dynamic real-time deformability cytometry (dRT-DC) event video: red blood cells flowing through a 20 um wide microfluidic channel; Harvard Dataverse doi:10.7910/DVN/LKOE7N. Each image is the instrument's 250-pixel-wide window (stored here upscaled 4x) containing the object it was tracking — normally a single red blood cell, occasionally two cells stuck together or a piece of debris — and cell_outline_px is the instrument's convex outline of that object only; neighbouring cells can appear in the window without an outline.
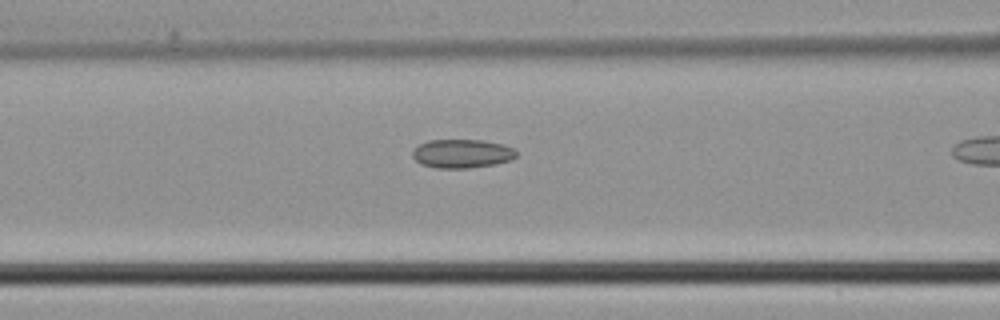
{"species": "common noctule bat (a hibernating species)", "species_latin": "Nyctalus noctula", "temperature_condition": "cold", "stored_images_in_passage": 10, "camera_frame_rate_fps": 3000, "um_per_image_px": 0.085, "animal": {"sex": "male", "body_mass_g": 21.5, "forearm_length_mm": 52.0}, "frame": {"image": 1, "passage_image": 9, "time_ms": 2.667, "image_size_px": [1000, 320], "cell_outline_px": [[516, 156], [512, 160], [496, 164], [468, 168], [436, 168], [420, 164], [412, 156], [412, 152], [420, 144], [428, 140], [480, 140], [500, 144], [512, 148], [516, 152]], "centroid_in_image_um": [39.25, 13.07], "position_along_channel_um": 127.3, "area_um2": 17.28}}